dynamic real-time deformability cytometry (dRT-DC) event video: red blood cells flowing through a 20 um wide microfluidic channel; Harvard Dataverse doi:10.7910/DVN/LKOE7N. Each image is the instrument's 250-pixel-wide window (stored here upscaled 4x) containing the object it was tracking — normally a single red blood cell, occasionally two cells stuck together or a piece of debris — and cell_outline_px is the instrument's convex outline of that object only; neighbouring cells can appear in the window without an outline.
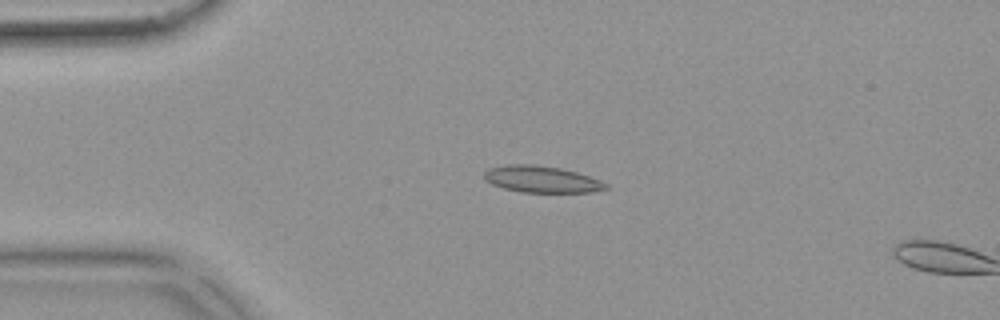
{"species": "common noctule bat (a hibernating species)", "species_latin": "Nyctalus noctula", "temperature_condition": "warm", "stored_images_in_passage": 14, "camera_frame_rate_fps": 3000, "um_per_image_px": 0.085, "animal": {"sex": "female", "body_mass_g": 18.4}, "frame": {"image": 1, "passage_image": 12, "time_ms": 3.667, "image_size_px": [1000, 320], "cell_outline_px": [[612, 188], [592, 192], [520, 192], [504, 188], [492, 184], [484, 180], [484, 172], [488, 168], [504, 164], [532, 164], [560, 168], [576, 172], [600, 180], [608, 184]], "centroid_in_image_um": [46.03, 15.23], "position_along_channel_um": 39.0, "area_um2": 19.02}}